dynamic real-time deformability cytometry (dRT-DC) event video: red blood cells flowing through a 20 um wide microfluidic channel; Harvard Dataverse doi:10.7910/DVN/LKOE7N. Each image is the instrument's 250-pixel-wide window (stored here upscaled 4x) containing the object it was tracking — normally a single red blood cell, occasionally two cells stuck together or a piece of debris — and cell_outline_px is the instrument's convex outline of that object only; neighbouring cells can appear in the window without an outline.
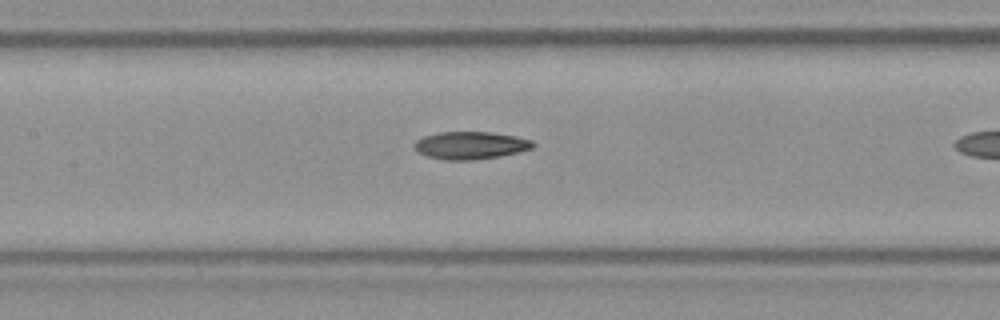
{"species": "Egyptian fruit bat (a non-hibernating species)", "species_latin": "Rousettus aegyptiacus", "temperature_condition": "room temperature", "stored_images_in_passage": 17, "camera_frame_rate_fps": 3000, "um_per_image_px": 0.085, "frame": {"image": 1, "passage_image": 12, "time_ms": 3.667, "image_size_px": [1000, 320], "cell_outline_px": [[536, 144], [532, 148], [500, 156], [472, 160], [444, 160], [428, 156], [416, 152], [412, 144], [416, 140], [424, 136], [436, 132], [492, 132], [516, 136], [532, 140]], "centroid_in_image_um": [39.95, 12.35], "position_along_channel_um": 167.4, "area_um2": 19.19}}
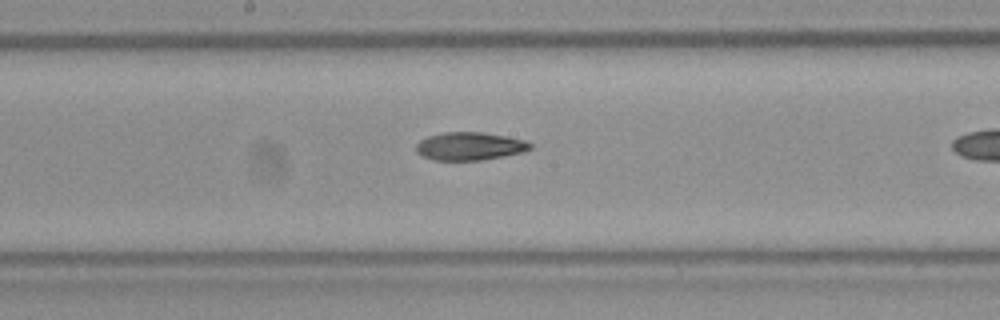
{"frame": {"image": 2, "passage_image": 15, "time_ms": 4.667, "image_size_px": [1000, 320], "cell_outline_px": [[532, 148], [524, 152], [504, 156], [480, 160], [432, 160], [420, 156], [416, 152], [416, 144], [420, 140], [428, 136], [444, 132], [480, 132], [504, 136], [524, 140], [532, 144]], "centroid_in_image_um": [39.89, 12.43], "position_along_channel_um": 208.3, "area_um2": 18.67}}